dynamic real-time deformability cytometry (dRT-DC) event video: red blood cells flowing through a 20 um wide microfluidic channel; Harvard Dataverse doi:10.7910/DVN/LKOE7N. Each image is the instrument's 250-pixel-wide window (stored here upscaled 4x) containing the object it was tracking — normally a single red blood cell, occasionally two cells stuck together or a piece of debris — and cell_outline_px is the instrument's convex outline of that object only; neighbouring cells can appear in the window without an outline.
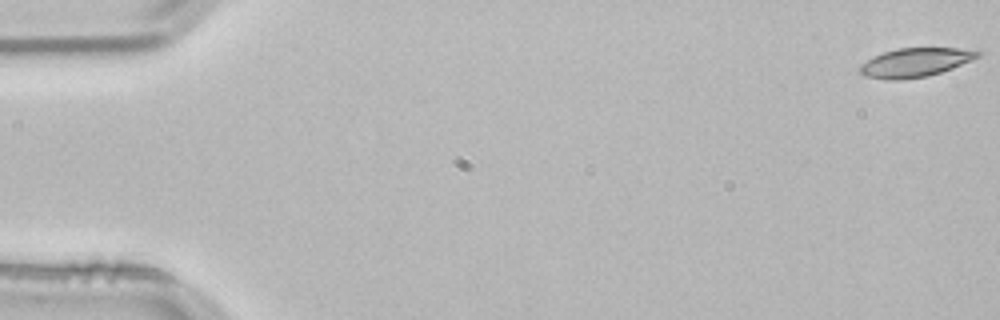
{"species": "common noctule bat (a hibernating species)", "species_latin": "Nyctalus noctula", "temperature_condition": "room temperature", "stored_images_in_passage": 54, "camera_frame_rate_fps": 3000, "um_per_image_px": 0.085, "animal": {"sex": "male", "body_mass_g": 21.5, "forearm_length_mm": 52.0}, "frame": {"image": 1, "passage_image": 1, "time_ms": 0.0, "image_size_px": [1000, 320], "cell_outline_px": [[980, 56], [972, 60], [952, 68], [928, 76], [900, 80], [888, 80], [864, 76], [856, 68], [860, 64], [872, 56], [896, 48], [960, 48], [980, 52]], "centroid_in_image_um": [77.72, 5.31], "position_along_channel_um": 7.3, "area_um2": 19.94}}
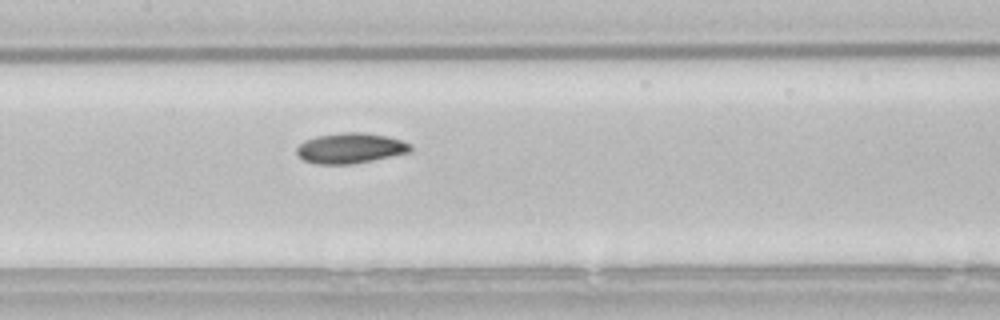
{"frame": {"image": 2, "passage_image": 26, "time_ms": 8.333, "image_size_px": [1000, 320], "cell_outline_px": [[412, 152], [372, 160], [348, 164], [316, 164], [304, 160], [296, 152], [296, 148], [304, 140], [316, 136], [344, 132], [360, 132], [388, 136], [412, 144]], "centroid_in_image_um": [29.8, 12.59], "position_along_channel_um": 177.6, "area_um2": 20.11}}
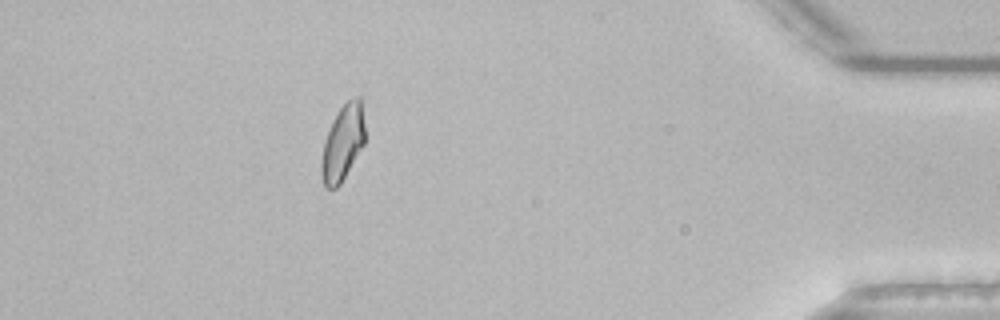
{"frame": {"image": 3, "passage_image": 48, "time_ms": 15.667, "image_size_px": [1000, 320], "cell_outline_px": [[364, 144], [340, 184], [336, 188], [328, 188], [324, 184], [320, 172], [320, 164], [324, 140], [332, 120], [340, 108], [348, 100], [356, 96], [360, 96], [364, 124]], "centroid_in_image_um": [29.11, 12.14], "position_along_channel_um": 406.1, "area_um2": 19.07}, "authors_computed_cell_mechanics": {"area_um2": 19.7676, "velocity_mm_per_s": 3.8288, "shape_relaxation_time_tau1_ms": 10.8043, "shape_relaxation_time_tau2_ms": null, "deformation_change_tau1": 0.2026, "deformation_change_tau2": null}}